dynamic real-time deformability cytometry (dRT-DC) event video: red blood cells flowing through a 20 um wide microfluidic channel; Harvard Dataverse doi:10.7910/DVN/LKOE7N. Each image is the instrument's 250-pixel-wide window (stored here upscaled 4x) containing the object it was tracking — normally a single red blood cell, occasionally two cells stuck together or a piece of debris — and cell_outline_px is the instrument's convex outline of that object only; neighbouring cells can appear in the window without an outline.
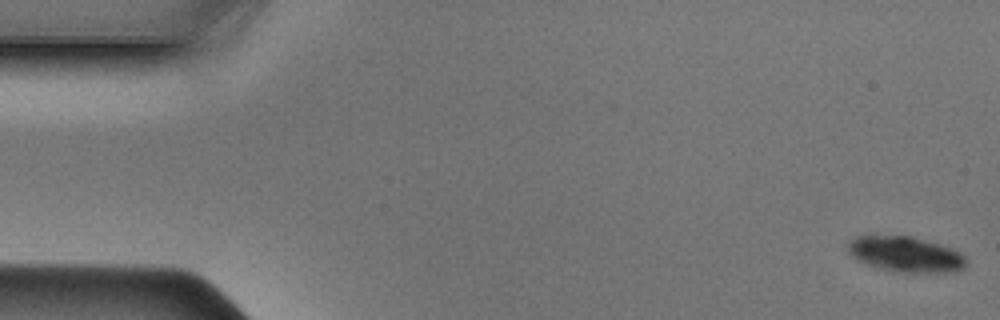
{"species": "Egyptian fruit bat (a non-hibernating species)", "species_latin": "Rousettus aegyptiacus", "temperature_condition": "cold", "stored_images_in_passage": 49, "segment_of_instrument_passage": [1, 2], "camera_frame_rate_fps": 3000, "um_per_image_px": 0.085, "animal": {"sex": "male"}, "frame": {"image": 1, "passage_image": 1, "time_ms": 0.0, "image_size_px": [1000, 320], "cell_outline_px": [[968, 264], [964, 268], [956, 272], [892, 272], [868, 264], [860, 260], [848, 252], [848, 240], [856, 236], [912, 236], [952, 248], [960, 252], [968, 260]], "centroid_in_image_um": [77.03, 21.62], "position_along_channel_um": 8.0, "area_um2": 24.45}}
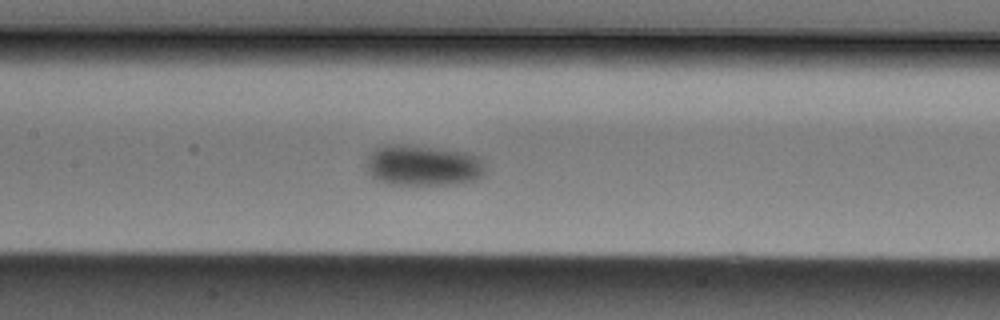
{"frame": {"image": 2, "passage_image": 22, "time_ms": 7.0, "image_size_px": [1000, 320], "cell_outline_px": [[484, 176], [476, 180], [456, 184], [392, 184], [376, 180], [364, 172], [364, 164], [372, 148], [384, 144], [408, 144], [464, 152], [480, 156], [484, 168]], "centroid_in_image_um": [35.87, 14.05], "position_along_channel_um": 171.5, "area_um2": 28.96}}
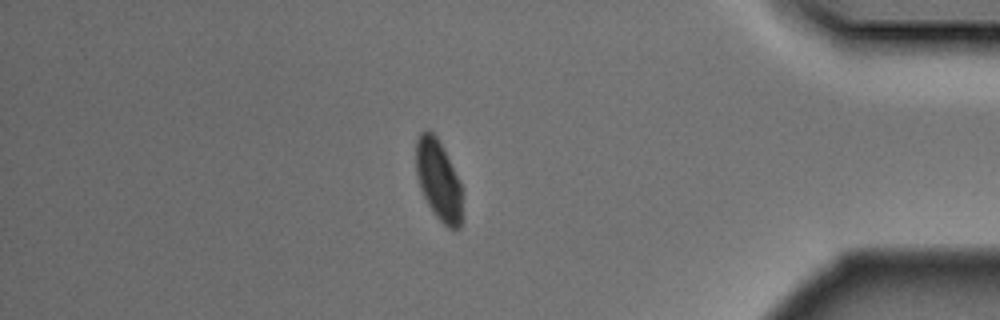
{"frame": {"image": 3, "passage_image": 41, "time_ms": 13.333, "image_size_px": [1000, 320], "cell_outline_px": [[460, 228], [448, 228], [432, 212], [420, 188], [416, 172], [416, 140], [420, 132], [428, 128], [436, 136], [460, 184]], "centroid_in_image_um": [37.21, 15.28], "position_along_channel_um": 398.0, "area_um2": 20.92}}